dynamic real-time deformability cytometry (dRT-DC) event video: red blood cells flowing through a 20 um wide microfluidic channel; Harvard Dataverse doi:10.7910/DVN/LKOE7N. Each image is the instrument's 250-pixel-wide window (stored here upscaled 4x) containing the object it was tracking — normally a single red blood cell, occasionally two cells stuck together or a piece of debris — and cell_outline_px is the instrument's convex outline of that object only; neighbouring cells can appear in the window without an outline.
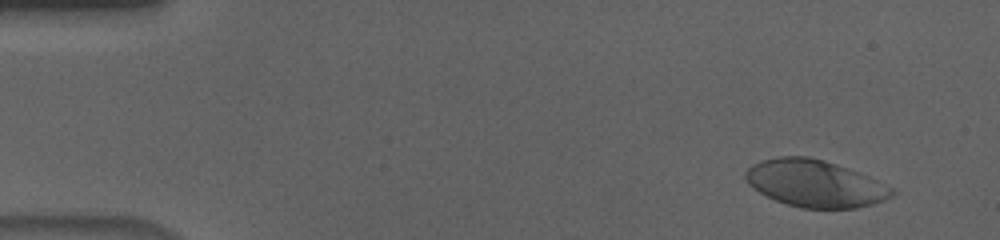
{"species": "human", "species_latin": "Homo sapiens", "temperature_condition": "cold", "stored_images_in_passage": 56, "camera_frame_rate_fps": 3000, "um_per_image_px": 0.085, "donor": {"sex": "male"}, "frame": {"image": 1, "passage_image": 4, "time_ms": 1.0, "image_size_px": [1000, 240], "cell_outline_px": [[896, 192], [892, 196], [884, 200], [872, 204], [856, 208], [804, 208], [788, 204], [776, 200], [760, 192], [748, 184], [744, 176], [744, 172], [752, 164], [760, 160], [780, 156], [808, 156], [824, 160], [848, 168], [868, 176], [892, 188]], "centroid_in_image_um": [69.25, 15.58], "position_along_channel_um": 15.7, "area_um2": 39.94}}
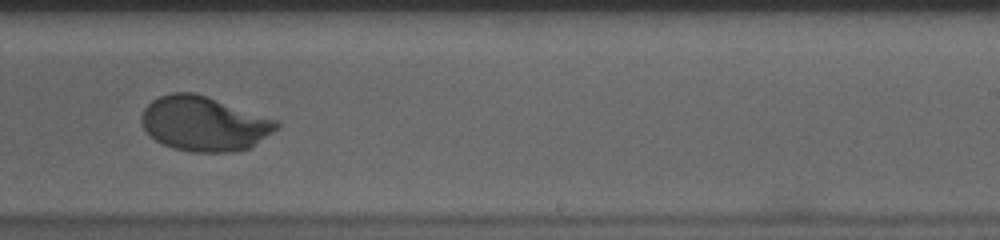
{"frame": {"image": 2, "passage_image": 35, "time_ms": 11.333, "image_size_px": [1000, 240], "cell_outline_px": [[280, 124], [272, 132], [252, 148], [232, 152], [188, 152], [172, 148], [156, 140], [144, 128], [140, 120], [140, 116], [144, 108], [152, 100], [160, 96], [172, 92], [192, 92], [276, 120]], "centroid_in_image_um": [17.32, 10.53], "position_along_channel_um": 271.7, "area_um2": 42.6}}
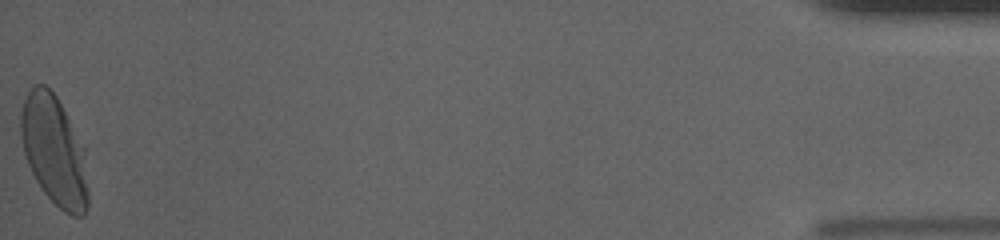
{"frame": {"image": 3, "passage_image": 56, "time_ms": 18.333, "image_size_px": [1000, 240], "cell_outline_px": [[88, 208], [84, 216], [72, 216], [64, 212], [44, 192], [36, 180], [28, 164], [24, 152], [20, 136], [20, 112], [24, 100], [32, 84], [44, 84], [56, 96], [84, 148], [88, 188]], "centroid_in_image_um": [4.6, 12.82], "position_along_channel_um": 430.6, "area_um2": 42.83}, "authors_computed_cell_mechanics": {"area_um2": 42.2229, "velocity_mm_per_s": 3.6157, "shape_relaxation_time_tau1_ms": 2.9977, "shape_relaxation_time_tau2_ms": null, "deformation_change_tau1": 0.1717, "deformation_change_tau2": null}}